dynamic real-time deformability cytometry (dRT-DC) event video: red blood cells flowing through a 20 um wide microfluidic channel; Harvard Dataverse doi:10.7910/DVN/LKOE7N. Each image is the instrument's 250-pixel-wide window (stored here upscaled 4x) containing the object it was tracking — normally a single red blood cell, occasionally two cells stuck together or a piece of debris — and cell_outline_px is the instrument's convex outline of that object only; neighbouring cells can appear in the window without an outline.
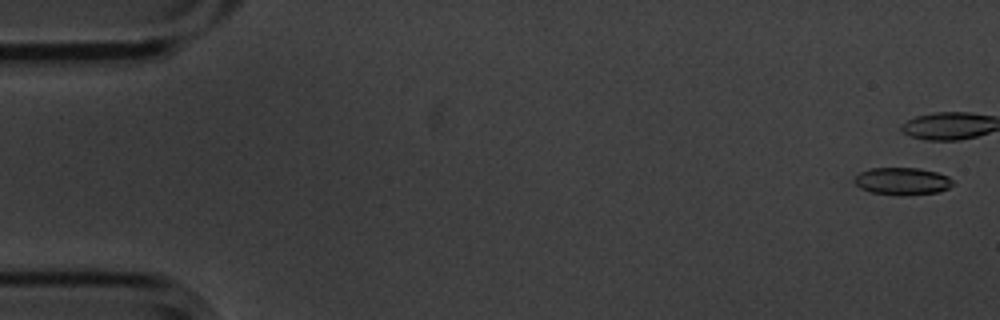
{"species": "common noctule bat (a hibernating species)", "species_latin": "Nyctalus noctula", "temperature_condition": "cold", "stored_images_in_passage": 6, "camera_frame_rate_fps": 3000, "um_per_image_px": 0.085, "animal": {"sex": "male", "body_mass_g": 20.1, "forearm_length_mm": 53.5}, "frame": {"image": 1, "passage_image": 1, "time_ms": 0.0, "image_size_px": [1000, 320], "cell_outline_px": [[952, 184], [948, 188], [940, 192], [904, 196], [896, 196], [872, 192], [860, 188], [852, 180], [860, 172], [872, 168], [920, 168], [936, 172], [948, 176], [952, 180]], "centroid_in_image_um": [76.69, 15.41], "position_along_channel_um": 8.3, "area_um2": 15.84}}